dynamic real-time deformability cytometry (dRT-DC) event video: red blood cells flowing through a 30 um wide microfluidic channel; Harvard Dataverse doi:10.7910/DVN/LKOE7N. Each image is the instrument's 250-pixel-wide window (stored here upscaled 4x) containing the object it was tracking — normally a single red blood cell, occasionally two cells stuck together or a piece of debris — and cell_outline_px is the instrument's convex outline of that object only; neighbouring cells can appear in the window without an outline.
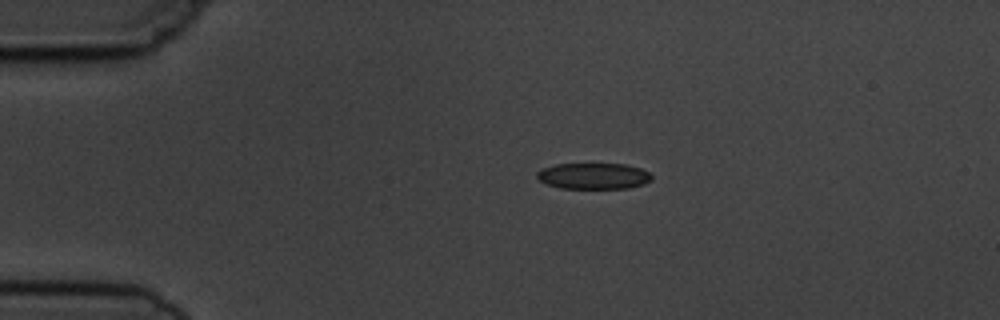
{"species": "common noctule bat (a hibernating species)", "species_latin": "Nyctalus noctula", "temperature_condition": "cold", "stored_images_in_passage": 6, "camera_frame_rate_fps": 3000, "um_per_image_px": 0.085, "animal": {"sex": "male", "body_mass_g": 19.5, "forearm_length_mm": 54.6}, "frame": {"image": 1, "passage_image": 2, "time_ms": 2.0, "image_size_px": [1000, 320], "cell_outline_px": [[652, 180], [644, 184], [628, 188], [560, 188], [548, 184], [540, 180], [536, 176], [536, 172], [540, 168], [556, 164], [624, 164], [640, 168], [648, 172], [652, 176]], "centroid_in_image_um": [50.44, 14.96], "position_along_channel_um": 34.6, "area_um2": 17.46}}
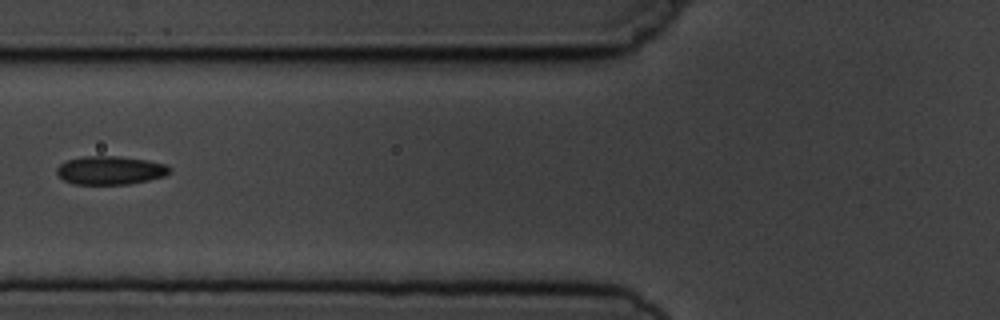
{"frame": {"image": 2, "passage_image": 5, "time_ms": 5.333, "image_size_px": [1000, 320], "cell_outline_px": [[172, 172], [164, 176], [148, 180], [128, 184], [72, 184], [64, 180], [56, 172], [56, 168], [60, 164], [68, 160], [84, 156], [120, 156], [148, 160], [164, 164], [172, 168]], "centroid_in_image_um": [9.39, 14.47], "position_along_channel_um": 116.4, "area_um2": 18.79}}
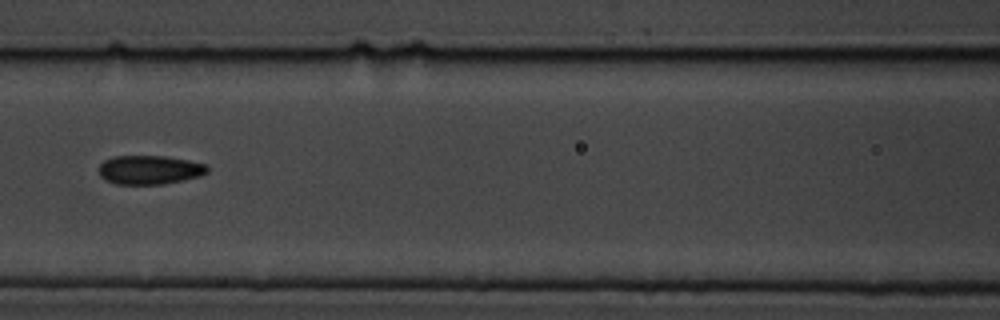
{"frame": {"image": 3, "passage_image": 6, "time_ms": 6.333, "image_size_px": [1000, 320], "cell_outline_px": [[208, 172], [200, 176], [164, 184], [116, 184], [104, 180], [100, 176], [96, 168], [104, 160], [112, 156], [164, 156], [188, 160], [204, 164], [208, 168]], "centroid_in_image_um": [12.65, 14.43], "position_along_channel_um": 154.0, "area_um2": 18.44}}